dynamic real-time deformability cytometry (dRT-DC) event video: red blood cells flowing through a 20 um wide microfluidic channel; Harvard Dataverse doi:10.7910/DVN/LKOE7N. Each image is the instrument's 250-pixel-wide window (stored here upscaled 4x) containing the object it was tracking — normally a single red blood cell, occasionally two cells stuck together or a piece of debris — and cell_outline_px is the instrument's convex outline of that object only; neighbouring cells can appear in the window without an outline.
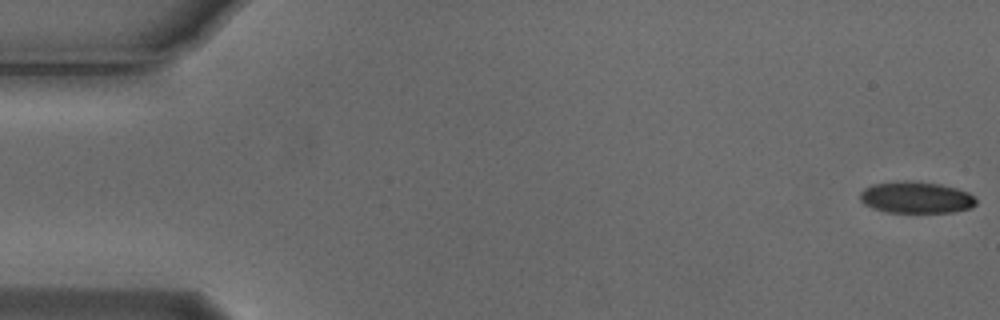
{"species": "Egyptian fruit bat (a non-hibernating species)", "species_latin": "Rousettus aegyptiacus", "temperature_condition": "cold", "stored_images_in_passage": 54, "camera_frame_rate_fps": 3000, "um_per_image_px": 0.085, "animal": {"sex": "male"}, "frame": {"image": 1, "passage_image": 1, "time_ms": 0.0, "image_size_px": [1000, 320], "cell_outline_px": [[976, 204], [972, 208], [952, 212], [884, 212], [872, 208], [864, 204], [860, 200], [860, 192], [864, 188], [872, 184], [904, 180], [908, 180], [940, 184], [956, 188], [968, 192], [976, 200]], "centroid_in_image_um": [77.84, 16.78], "position_along_channel_um": 7.2, "area_um2": 21.5}}
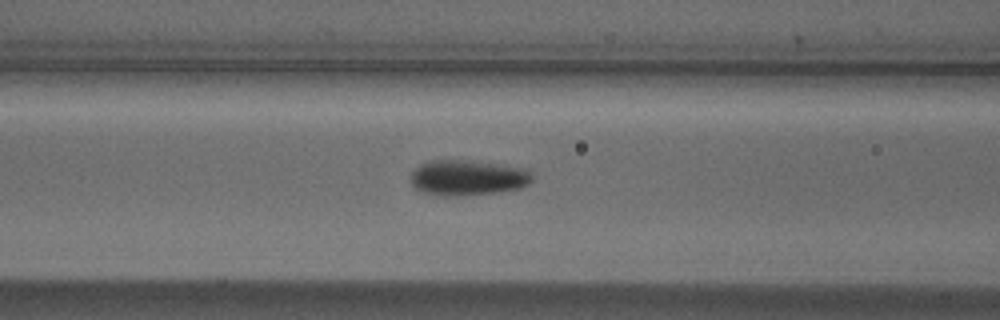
{"frame": {"image": 2, "passage_image": 22, "time_ms": 7.0, "image_size_px": [1000, 320], "cell_outline_px": [[532, 180], [528, 184], [520, 188], [500, 192], [460, 196], [436, 196], [420, 192], [412, 188], [408, 180], [412, 172], [420, 164], [432, 160], [460, 160], [500, 164], [528, 168], [532, 172]], "centroid_in_image_um": [39.71, 15.12], "position_along_channel_um": 126.9, "area_um2": 25.72}}
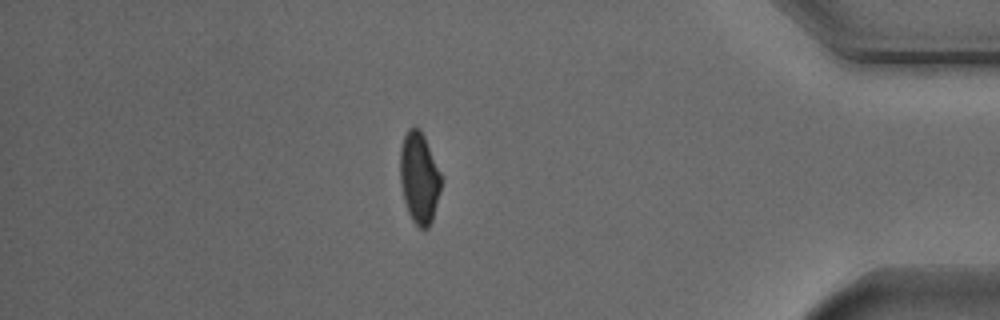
{"frame": {"image": 3, "passage_image": 47, "time_ms": 15.333, "image_size_px": [1000, 320], "cell_outline_px": [[440, 192], [432, 220], [428, 228], [420, 228], [412, 220], [408, 212], [404, 200], [400, 184], [400, 148], [404, 136], [408, 128], [420, 128], [424, 136], [440, 172]], "centroid_in_image_um": [35.61, 15.12], "position_along_channel_um": 399.6, "area_um2": 21.62}, "authors_computed_cell_mechanics": {"area_um2": 23.0044, "velocity_mm_per_s": 3.7552, "shape_relaxation_time_tau1_ms": 3.8186, "shape_relaxation_time_tau2_ms": null, "deformation_change_tau1": 0.0968, "deformation_change_tau2": null}}